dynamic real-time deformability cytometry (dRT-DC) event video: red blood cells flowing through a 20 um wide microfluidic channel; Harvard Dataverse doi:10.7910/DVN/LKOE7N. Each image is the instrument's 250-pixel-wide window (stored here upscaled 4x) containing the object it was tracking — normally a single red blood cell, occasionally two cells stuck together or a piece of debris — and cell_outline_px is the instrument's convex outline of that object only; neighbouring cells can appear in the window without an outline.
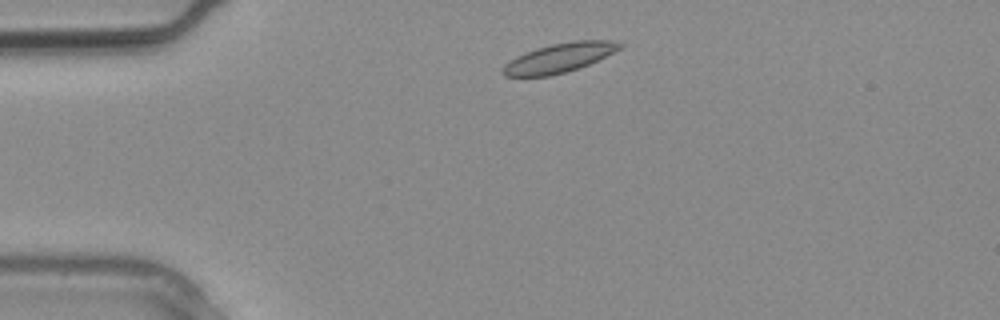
{"species": "common noctule bat (a hibernating species)", "species_latin": "Nyctalus noctula", "temperature_condition": "warm", "stored_images_in_passage": 8, "camera_frame_rate_fps": 3000, "um_per_image_px": 0.085, "animal": {"sex": "male", "body_mass_g": 20.4}, "frame": {"image": 1, "passage_image": 2, "time_ms": 0.333, "image_size_px": [1000, 320], "cell_outline_px": [[624, 44], [620, 48], [588, 64], [564, 72], [548, 76], [504, 76], [500, 72], [500, 68], [504, 64], [516, 56], [524, 52], [536, 48], [552, 44], [572, 40], [608, 40]], "centroid_in_image_um": [47.45, 4.91], "position_along_channel_um": 37.6, "area_um2": 19.71}}
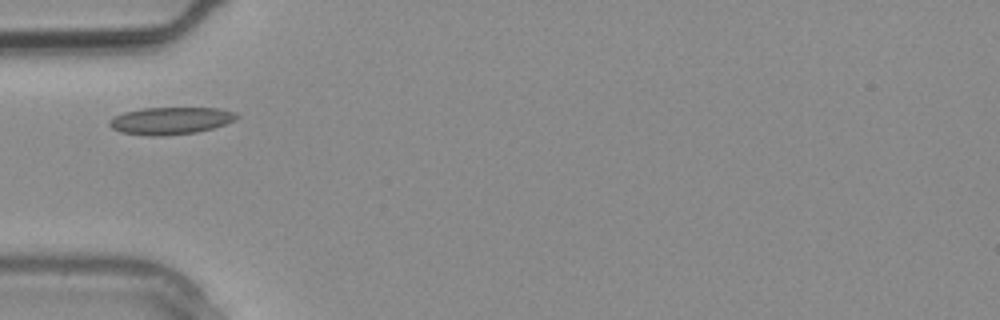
{"frame": {"image": 2, "passage_image": 5, "time_ms": 1.333, "image_size_px": [1000, 320], "cell_outline_px": [[240, 116], [236, 120], [212, 128], [196, 132], [164, 136], [152, 136], [120, 132], [112, 128], [108, 124], [108, 120], [124, 112], [140, 108], [220, 108], [236, 112]], "centroid_in_image_um": [14.51, 10.25], "position_along_channel_um": 70.5, "area_um2": 20.29}}
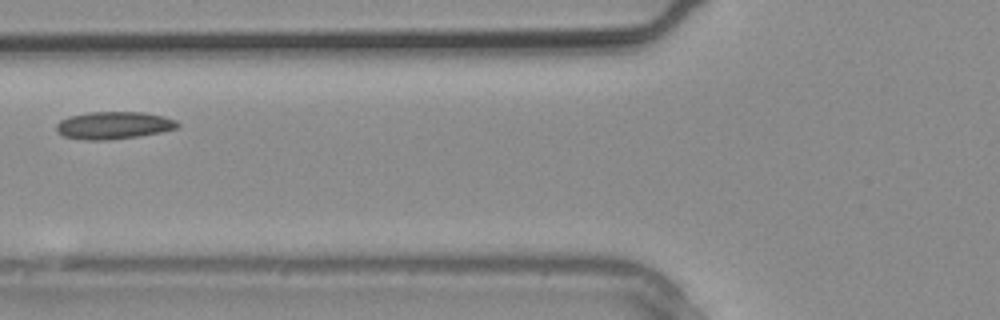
{"frame": {"image": 3, "passage_image": 7, "time_ms": 2.0, "image_size_px": [1000, 320], "cell_outline_px": [[180, 124], [176, 128], [160, 132], [140, 136], [112, 140], [84, 140], [64, 136], [56, 132], [56, 124], [60, 120], [68, 116], [88, 112], [144, 112], [164, 116], [176, 120]], "centroid_in_image_um": [9.64, 10.65], "position_along_channel_um": 116.2, "area_um2": 19.59}}